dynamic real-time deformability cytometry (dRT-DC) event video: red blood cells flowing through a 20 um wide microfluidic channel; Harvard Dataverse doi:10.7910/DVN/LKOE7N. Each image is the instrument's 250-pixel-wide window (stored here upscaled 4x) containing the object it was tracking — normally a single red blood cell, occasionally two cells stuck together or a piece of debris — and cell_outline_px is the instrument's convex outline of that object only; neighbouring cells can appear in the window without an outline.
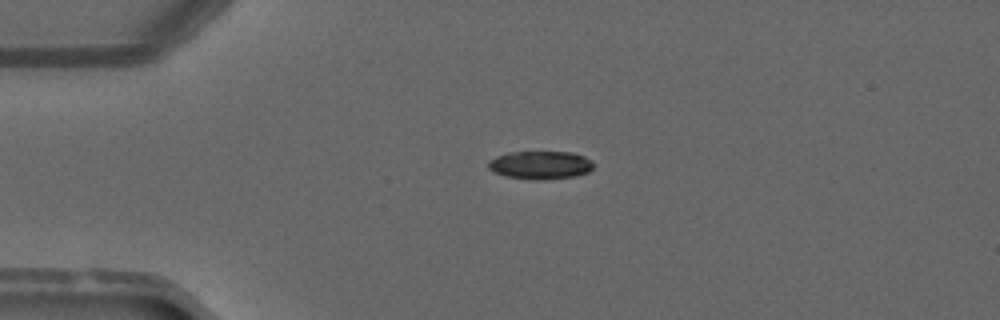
{"species": "common noctule bat (a hibernating species)", "species_latin": "Nyctalus noctula", "temperature_condition": "warm", "stored_images_in_passage": 39, "camera_frame_rate_fps": 3000, "um_per_image_px": 0.085, "animal": {"sex": "male", "forearm_length_mm": 52.5}, "frame": {"image": 1, "passage_image": 1, "time_ms": 0.0, "image_size_px": [1000, 320], "cell_outline_px": [[592, 168], [588, 172], [576, 176], [544, 180], [536, 180], [504, 176], [492, 172], [488, 168], [488, 160], [496, 156], [508, 152], [572, 152], [584, 156], [592, 160]], "centroid_in_image_um": [45.9, 14.03], "position_along_channel_um": 39.1, "area_um2": 17.46}}
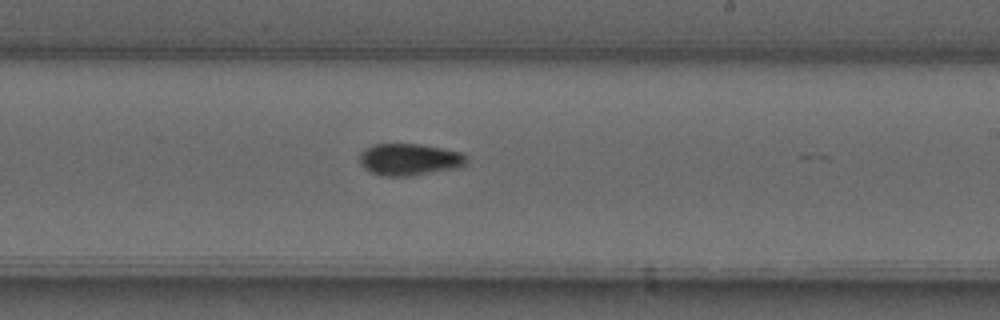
{"frame": {"image": 2, "passage_image": 19, "time_ms": 6.0, "image_size_px": [1000, 320], "cell_outline_px": [[464, 164], [460, 168], [412, 176], [384, 176], [372, 172], [364, 168], [360, 164], [360, 152], [364, 148], [372, 144], [420, 144], [460, 152], [464, 156]], "centroid_in_image_um": [34.75, 13.56], "position_along_channel_um": 254.3, "area_um2": 19.83}}
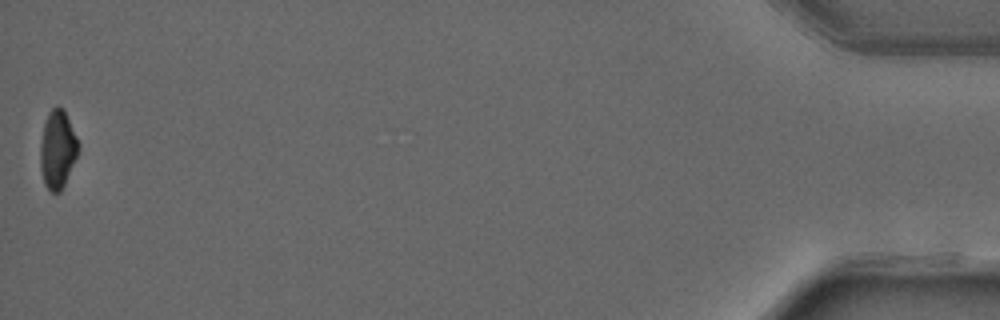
{"frame": {"image": 3, "passage_image": 39, "time_ms": 12.667, "image_size_px": [1000, 320], "cell_outline_px": [[80, 144], [76, 156], [64, 184], [60, 192], [52, 192], [44, 184], [40, 168], [40, 144], [44, 124], [48, 112], [56, 104], [64, 108]], "centroid_in_image_um": [4.88, 12.64], "position_along_channel_um": 430.3, "area_um2": 17.34}, "authors_computed_cell_mechanics": {"area_um2": 18.9006, "velocity_mm_per_s": 4.1213, "shape_relaxation_time_tau1_ms": null, "shape_relaxation_time_tau2_ms": 7.9366, "deformation_change_tau1": null, "deformation_change_tau2": 0.1089}}